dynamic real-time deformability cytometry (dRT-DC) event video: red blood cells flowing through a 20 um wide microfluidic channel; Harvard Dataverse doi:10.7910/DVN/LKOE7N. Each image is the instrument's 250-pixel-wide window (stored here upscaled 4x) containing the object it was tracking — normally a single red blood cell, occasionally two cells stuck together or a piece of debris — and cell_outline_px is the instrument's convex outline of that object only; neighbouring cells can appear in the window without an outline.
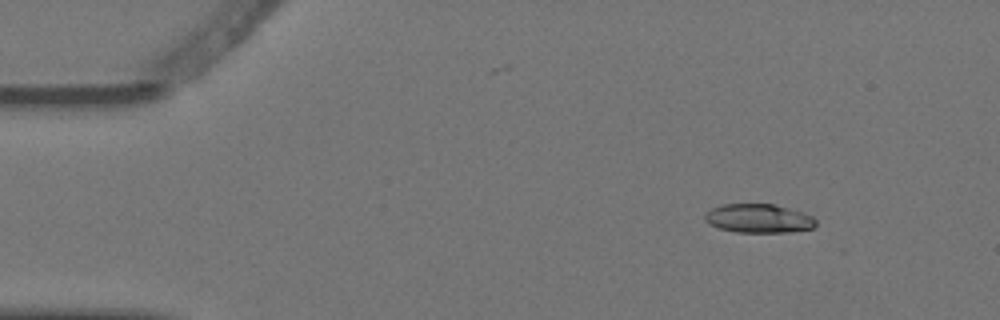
{"species": "Egyptian fruit bat (a non-hibernating species)", "species_latin": "Rousettus aegyptiacus", "temperature_condition": "warm", "stored_images_in_passage": 4, "camera_frame_rate_fps": 3000, "um_per_image_px": 0.085, "animal": {"sex": "female"}, "frame": {"image": 1, "passage_image": 1, "time_ms": 0.0, "image_size_px": [1000, 320], "cell_outline_px": [[816, 224], [812, 228], [792, 232], [736, 232], [720, 228], [708, 224], [704, 220], [704, 216], [712, 208], [720, 204], [772, 204], [788, 208], [812, 216], [816, 220]], "centroid_in_image_um": [64.46, 18.57], "position_along_channel_um": 20.5, "area_um2": 18.55}}
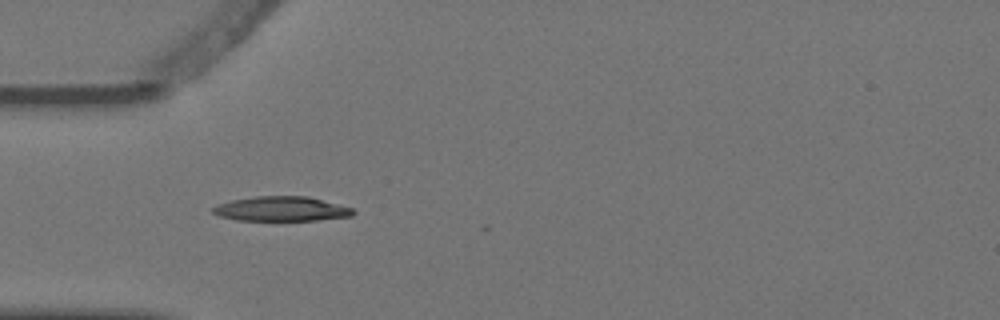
{"frame": {"image": 2, "passage_image": 3, "time_ms": 0.667, "image_size_px": [1000, 320], "cell_outline_px": [[356, 212], [352, 216], [316, 220], [236, 220], [220, 216], [212, 212], [212, 208], [216, 204], [232, 200], [256, 196], [308, 196], [352, 208]], "centroid_in_image_um": [23.9, 17.75], "position_along_channel_um": 61.1, "area_um2": 20.06}}